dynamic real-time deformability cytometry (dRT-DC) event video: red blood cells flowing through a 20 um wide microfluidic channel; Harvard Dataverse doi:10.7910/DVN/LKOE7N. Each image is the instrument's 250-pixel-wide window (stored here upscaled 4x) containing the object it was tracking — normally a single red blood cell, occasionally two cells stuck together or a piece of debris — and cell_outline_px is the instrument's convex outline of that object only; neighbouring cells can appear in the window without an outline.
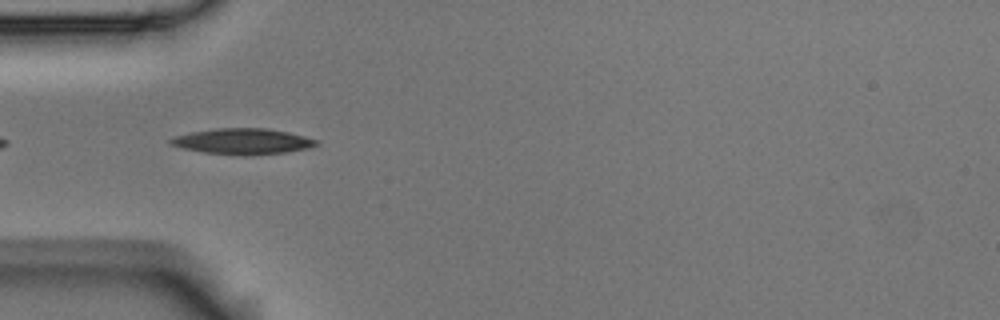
{"species": "Egyptian fruit bat (a non-hibernating species)", "species_latin": "Rousettus aegyptiacus", "temperature_condition": "room temperature", "stored_images_in_passage": 8, "camera_frame_rate_fps": 3000, "um_per_image_px": 0.085, "animal": {"sex": "male"}, "frame": {"image": 1, "passage_image": 2, "time_ms": 0.333, "image_size_px": [1000, 320], "cell_outline_px": [[320, 144], [312, 148], [284, 152], [248, 156], [240, 156], [204, 152], [184, 148], [168, 144], [168, 140], [172, 136], [192, 132], [220, 128], [268, 128], [288, 132], [304, 136], [316, 140]], "centroid_in_image_um": [20.63, 12.02], "position_along_channel_um": 64.4, "area_um2": 22.08}}
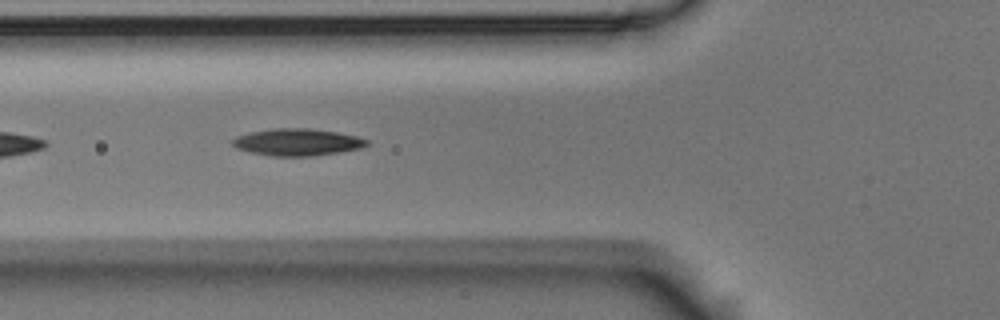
{"frame": {"image": 2, "passage_image": 5, "time_ms": 1.333, "image_size_px": [1000, 320], "cell_outline_px": [[368, 144], [360, 148], [312, 156], [276, 156], [252, 152], [236, 148], [228, 140], [236, 136], [252, 132], [276, 128], [308, 128], [336, 132], [356, 136], [368, 140]], "centroid_in_image_um": [25.23, 12.07], "position_along_channel_um": 100.6, "area_um2": 20.87}}